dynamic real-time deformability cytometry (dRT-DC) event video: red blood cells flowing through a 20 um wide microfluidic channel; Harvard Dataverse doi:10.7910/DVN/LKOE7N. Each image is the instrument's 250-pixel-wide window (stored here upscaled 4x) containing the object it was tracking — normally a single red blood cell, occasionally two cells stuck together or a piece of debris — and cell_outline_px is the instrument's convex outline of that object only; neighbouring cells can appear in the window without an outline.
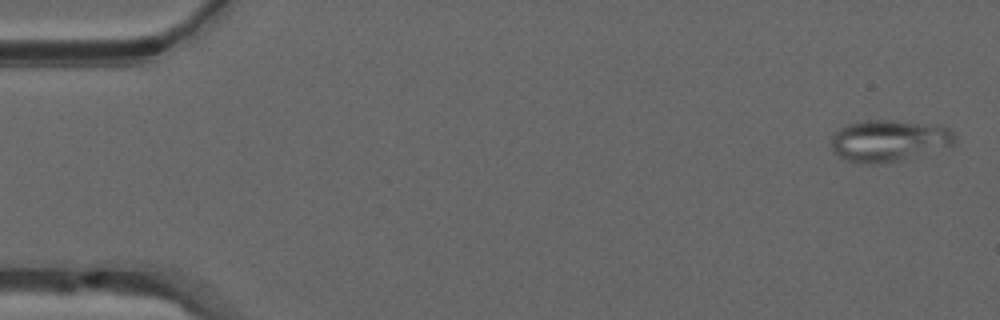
{"species": "common noctule bat (a hibernating species)", "species_latin": "Nyctalus noctula", "temperature_condition": "warm", "stored_images_in_passage": 15, "camera_frame_rate_fps": 3000, "um_per_image_px": 0.085, "animal": {"sex": "male", "forearm_length_mm": 52.5}, "frame": {"image": 1, "passage_image": 15, "time_ms": 4.667, "image_size_px": [1000, 320], "cell_outline_px": [[956, 140], [952, 144], [900, 160], [884, 164], [856, 164], [832, 152], [832, 136], [840, 128], [848, 124], [860, 120], [892, 120], [936, 124], [948, 128], [956, 136]], "centroid_in_image_um": [75.51, 11.95], "position_along_channel_um": 9.5, "area_um2": 29.94}}